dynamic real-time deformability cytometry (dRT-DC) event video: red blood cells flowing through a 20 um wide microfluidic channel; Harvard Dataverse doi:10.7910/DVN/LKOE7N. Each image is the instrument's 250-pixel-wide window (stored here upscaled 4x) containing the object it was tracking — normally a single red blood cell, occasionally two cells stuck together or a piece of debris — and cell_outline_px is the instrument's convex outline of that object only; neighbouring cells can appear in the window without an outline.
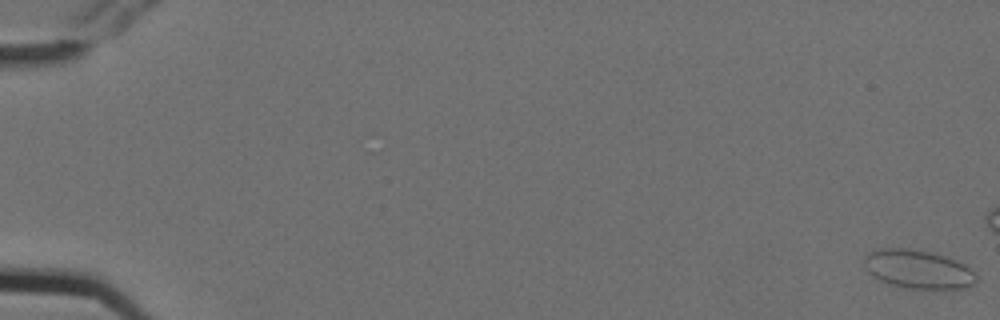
{"species": "Egyptian fruit bat (a non-hibernating species)", "species_latin": "Rousettus aegyptiacus", "temperature_condition": "cold", "stored_images_in_passage": 9, "camera_frame_rate_fps": 3000, "um_per_image_px": 0.085, "animal": {"sex": "female"}, "frame": {"image": 1, "passage_image": 1, "time_ms": 0.0, "image_size_px": [1000, 320], "cell_outline_px": [[980, 280], [976, 284], [964, 288], [908, 288], [892, 284], [880, 280], [872, 276], [868, 272], [864, 264], [864, 256], [868, 252], [880, 248], [908, 248], [948, 256], [964, 264], [976, 272]], "centroid_in_image_um": [78.08, 22.87], "position_along_channel_um": 6.9, "area_um2": 25.43}}